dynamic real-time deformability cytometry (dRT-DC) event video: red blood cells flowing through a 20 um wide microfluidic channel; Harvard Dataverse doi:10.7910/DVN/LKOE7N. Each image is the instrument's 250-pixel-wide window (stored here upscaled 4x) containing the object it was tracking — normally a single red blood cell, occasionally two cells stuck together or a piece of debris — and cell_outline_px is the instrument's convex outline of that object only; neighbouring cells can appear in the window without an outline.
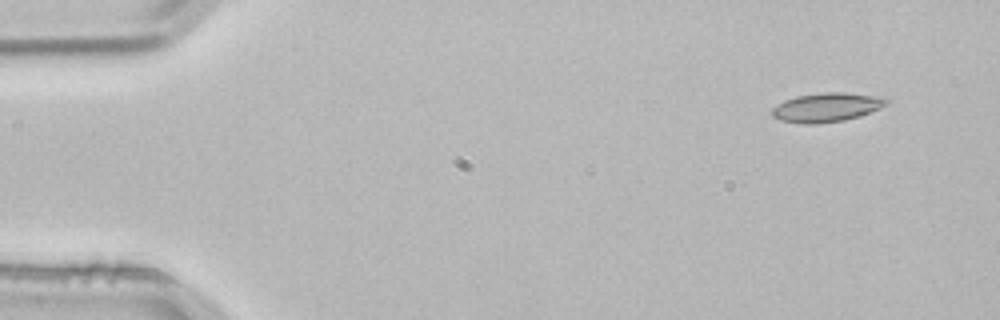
{"species": "common noctule bat (a hibernating species)", "species_latin": "Nyctalus noctula", "temperature_condition": "room temperature", "stored_images_in_passage": 4, "segment_of_instrument_passage": [1, 2], "camera_frame_rate_fps": 3000, "um_per_image_px": 0.085, "animal": {"sex": "male", "body_mass_g": 21.5, "forearm_length_mm": 52.0}, "frame": {"image": 1, "passage_image": 1, "time_ms": 0.0, "image_size_px": [1000, 320], "cell_outline_px": [[888, 104], [880, 108], [844, 120], [816, 124], [800, 124], [780, 120], [772, 116], [772, 108], [776, 104], [784, 100], [796, 96], [824, 92], [844, 92], [884, 96], [888, 100]], "centroid_in_image_um": [70.25, 9.11], "position_along_channel_um": 14.8, "area_um2": 19.48}}
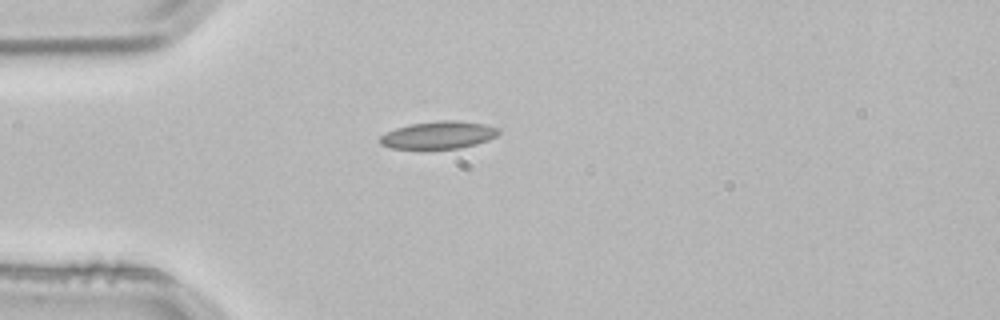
{"frame": {"image": 2, "passage_image": 3, "time_ms": 0.667, "image_size_px": [1000, 320], "cell_outline_px": [[500, 132], [496, 136], [488, 140], [476, 144], [460, 148], [392, 148], [380, 144], [380, 136], [396, 128], [408, 124], [440, 120], [456, 120], [484, 124], [500, 128]], "centroid_in_image_um": [37.31, 11.46], "position_along_channel_um": 47.7, "area_um2": 18.9}}